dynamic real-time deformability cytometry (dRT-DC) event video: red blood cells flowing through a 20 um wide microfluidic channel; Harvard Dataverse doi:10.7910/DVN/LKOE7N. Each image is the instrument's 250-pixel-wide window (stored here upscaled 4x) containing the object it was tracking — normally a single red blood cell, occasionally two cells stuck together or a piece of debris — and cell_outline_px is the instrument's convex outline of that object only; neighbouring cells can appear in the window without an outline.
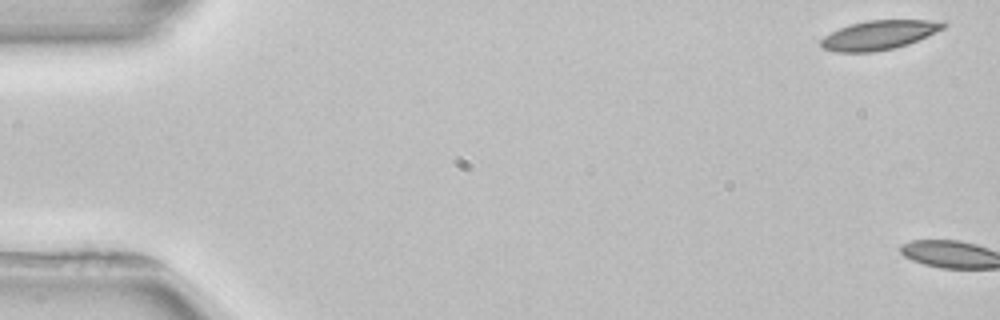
{"species": "common noctule bat (a hibernating species)", "species_latin": "Nyctalus noctula", "temperature_condition": "room temperature", "stored_images_in_passage": 5, "camera_frame_rate_fps": 3000, "um_per_image_px": 0.085, "animal": {"sex": "female", "body_mass_g": 22.7, "forearm_length_mm": 54.2}, "frame": {"image": 1, "passage_image": 1, "time_ms": 0.0, "image_size_px": [1000, 320], "cell_outline_px": [[948, 24], [944, 28], [908, 44], [892, 48], [872, 52], [836, 52], [824, 48], [820, 44], [820, 40], [824, 36], [848, 24], [868, 20], [944, 20]], "centroid_in_image_um": [74.73, 2.96], "position_along_channel_um": 10.3, "area_um2": 20.75}}
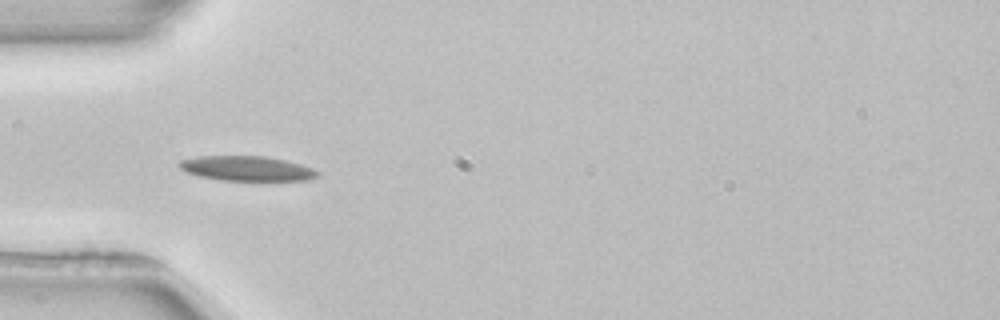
{"frame": {"image": 2, "passage_image": 5, "time_ms": 6.0, "image_size_px": [1000, 320], "cell_outline_px": [[320, 176], [308, 180], [220, 180], [200, 176], [184, 172], [176, 164], [180, 160], [200, 156], [264, 156], [284, 160], [300, 164], [312, 168], [320, 172]], "centroid_in_image_um": [20.96, 14.32], "position_along_channel_um": 64.0, "area_um2": 20.0}}